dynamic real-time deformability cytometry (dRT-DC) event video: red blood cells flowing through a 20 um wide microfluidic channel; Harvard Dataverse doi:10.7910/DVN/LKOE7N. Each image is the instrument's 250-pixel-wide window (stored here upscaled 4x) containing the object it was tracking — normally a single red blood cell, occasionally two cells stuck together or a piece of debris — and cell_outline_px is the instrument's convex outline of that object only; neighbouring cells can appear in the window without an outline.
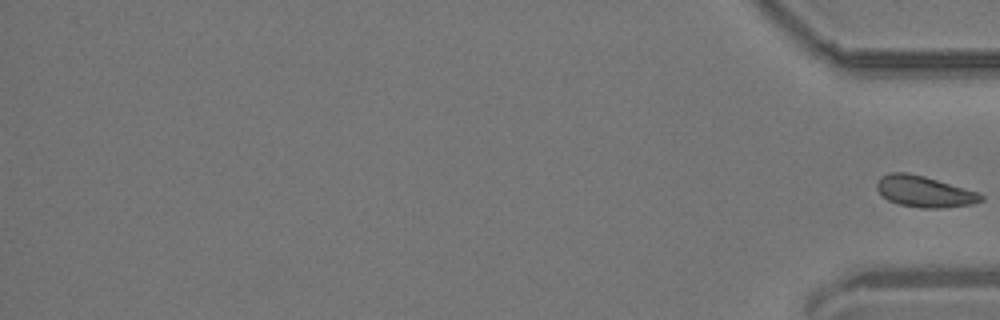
{"species": "common noctule bat (a hibernating species)", "species_latin": "Nyctalus noctula", "temperature_condition": "room temperature", "stored_images_in_passage": 16, "segment_of_instrument_passage": [2, 2], "camera_frame_rate_fps": 3000, "um_per_image_px": 0.085, "animal": {"sex": "male", "body_mass_g": 19.2, "forearm_length_mm": 51.8}, "frame": {"image": 1, "passage_image": 16, "time_ms": 5.0, "image_size_px": [1000, 320], "cell_outline_px": [[984, 200], [972, 204], [940, 208], [920, 208], [900, 204], [888, 200], [876, 188], [876, 184], [880, 176], [888, 172], [908, 172], [924, 176], [980, 192], [984, 196]], "centroid_in_image_um": [78.58, 16.27], "position_along_channel_um": 356.6, "area_um2": 19.02}}